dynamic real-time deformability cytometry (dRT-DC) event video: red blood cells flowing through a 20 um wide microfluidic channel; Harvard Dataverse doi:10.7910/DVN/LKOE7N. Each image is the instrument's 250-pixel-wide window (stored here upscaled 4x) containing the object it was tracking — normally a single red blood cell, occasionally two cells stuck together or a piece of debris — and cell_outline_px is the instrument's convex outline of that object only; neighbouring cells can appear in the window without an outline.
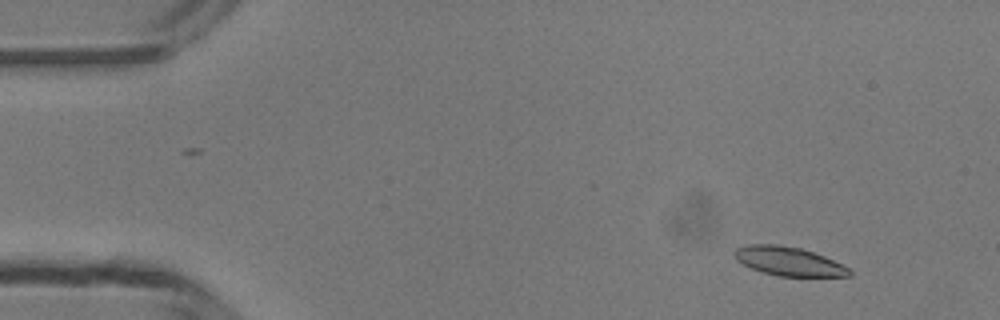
{"species": "common noctule bat (a hibernating species)", "species_latin": "Nyctalus noctula", "temperature_condition": "room temperature", "stored_images_in_passage": 49, "camera_frame_rate_fps": 3000, "um_per_image_px": 0.085, "animal": {"sex": "male", "body_mass_g": 13.3}, "frame": {"image": 1, "passage_image": 5, "time_ms": 1.333, "image_size_px": [1000, 320], "cell_outline_px": [[852, 276], [780, 276], [760, 272], [736, 260], [732, 256], [732, 252], [736, 248], [748, 244], [780, 244], [800, 248], [824, 256], [848, 268], [852, 272]], "centroid_in_image_um": [66.97, 22.2], "position_along_channel_um": 18.0, "area_um2": 19.31}}
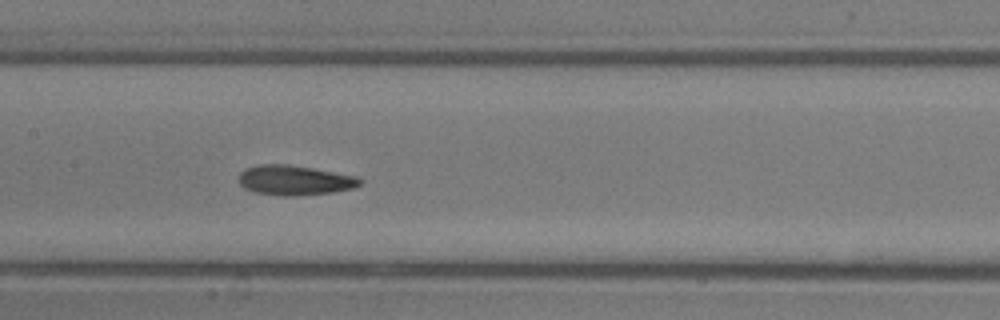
{"frame": {"image": 2, "passage_image": 24, "time_ms": 7.667, "image_size_px": [1000, 320], "cell_outline_px": [[364, 180], [360, 184], [352, 188], [332, 192], [296, 196], [284, 196], [256, 192], [244, 188], [240, 184], [240, 172], [244, 168], [260, 164], [288, 164], [312, 168], [356, 176]], "centroid_in_image_um": [25.03, 15.31], "position_along_channel_um": 182.4, "area_um2": 20.98}}
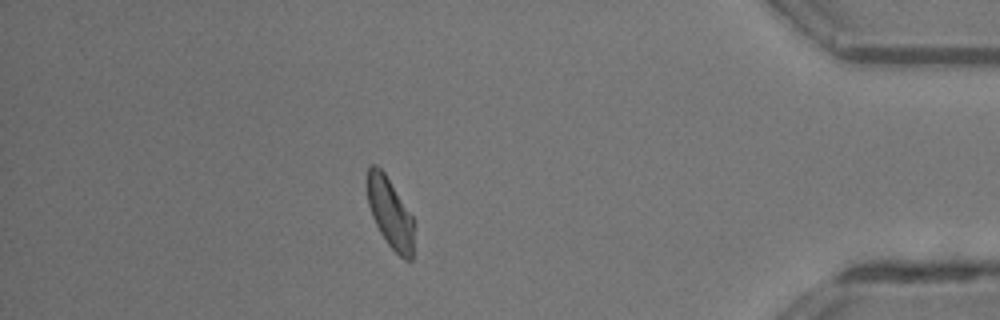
{"frame": {"image": 3, "passage_image": 43, "time_ms": 14.0, "image_size_px": [1000, 320], "cell_outline_px": [[416, 224], [412, 260], [404, 260], [388, 244], [380, 232], [372, 216], [368, 204], [364, 180], [368, 168], [372, 164], [376, 164], [384, 172], [412, 216]], "centroid_in_image_um": [33.15, 18.09], "position_along_channel_um": 402.0, "area_um2": 19.59}, "authors_computed_cell_mechanics": {"area_um2": 20.4034, "velocity_mm_per_s": 4.1772, "shape_relaxation_time_tau1_ms": 6.5311, "shape_relaxation_time_tau2_ms": 2.8902, "deformation_change_tau1": 0.1702, "deformation_change_tau2": 0.0965}}